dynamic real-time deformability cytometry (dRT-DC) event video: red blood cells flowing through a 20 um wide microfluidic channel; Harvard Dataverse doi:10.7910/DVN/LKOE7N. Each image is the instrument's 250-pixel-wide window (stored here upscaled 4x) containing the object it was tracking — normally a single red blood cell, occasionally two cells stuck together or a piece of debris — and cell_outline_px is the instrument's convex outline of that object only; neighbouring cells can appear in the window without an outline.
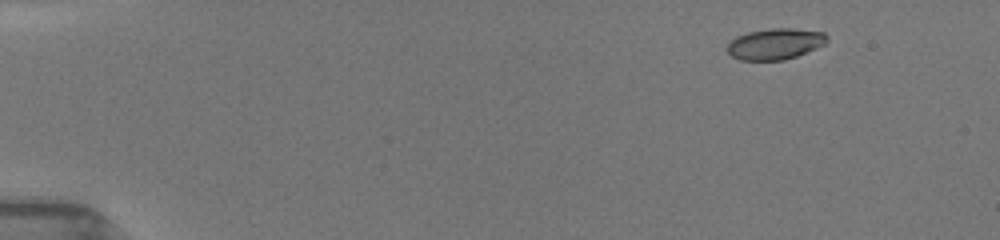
{"species": "common noctule bat (a hibernating species)", "species_latin": "Nyctalus noctula", "temperature_condition": "room temperature", "stored_images_in_passage": 8, "camera_frame_rate_fps": 3000, "um_per_image_px": 0.085, "animal": {"sex": "female", "body_mass_g": 19.5, "forearm_length_mm": 54.1}, "frame": {"image": 1, "passage_image": 1, "time_ms": 0.0, "image_size_px": [1000, 240], "cell_outline_px": [[828, 40], [824, 44], [816, 48], [796, 56], [784, 60], [740, 60], [732, 56], [728, 52], [728, 44], [736, 36], [748, 32], [768, 28], [792, 28], [824, 32], [828, 36]], "centroid_in_image_um": [65.9, 3.72], "position_along_channel_um": 19.1, "area_um2": 18.03}}
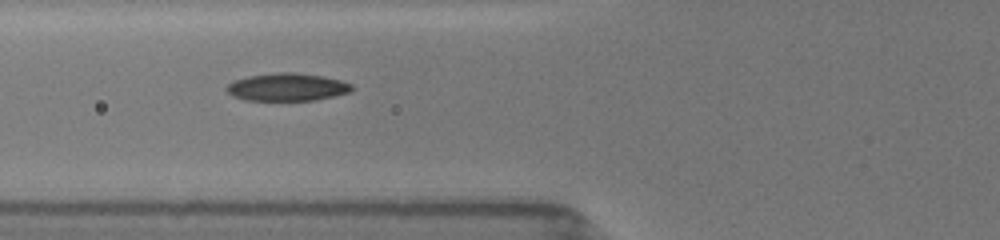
{"frame": {"image": 2, "passage_image": 6, "time_ms": 5.0, "image_size_px": [1000, 240], "cell_outline_px": [[352, 88], [348, 92], [316, 100], [244, 100], [232, 96], [224, 88], [232, 80], [248, 76], [276, 72], [296, 72], [324, 76], [340, 80], [352, 84]], "centroid_in_image_um": [24.35, 7.39], "position_along_channel_um": 101.4, "area_um2": 20.29}}
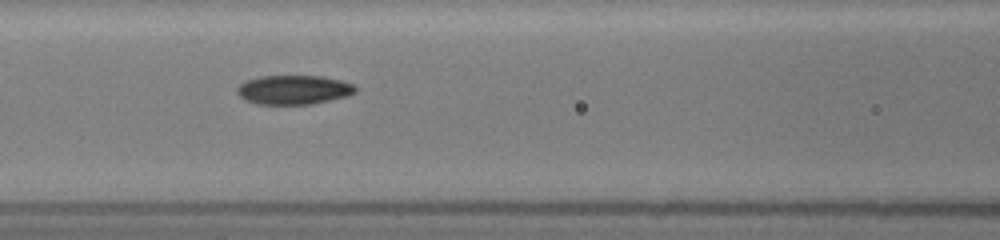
{"frame": {"image": 3, "passage_image": 7, "time_ms": 6.0, "image_size_px": [1000, 240], "cell_outline_px": [[356, 92], [348, 96], [312, 104], [256, 104], [244, 100], [236, 92], [236, 88], [244, 80], [260, 76], [320, 76], [340, 80], [352, 84], [356, 88]], "centroid_in_image_um": [24.92, 7.63], "position_along_channel_um": 141.7, "area_um2": 20.23}}